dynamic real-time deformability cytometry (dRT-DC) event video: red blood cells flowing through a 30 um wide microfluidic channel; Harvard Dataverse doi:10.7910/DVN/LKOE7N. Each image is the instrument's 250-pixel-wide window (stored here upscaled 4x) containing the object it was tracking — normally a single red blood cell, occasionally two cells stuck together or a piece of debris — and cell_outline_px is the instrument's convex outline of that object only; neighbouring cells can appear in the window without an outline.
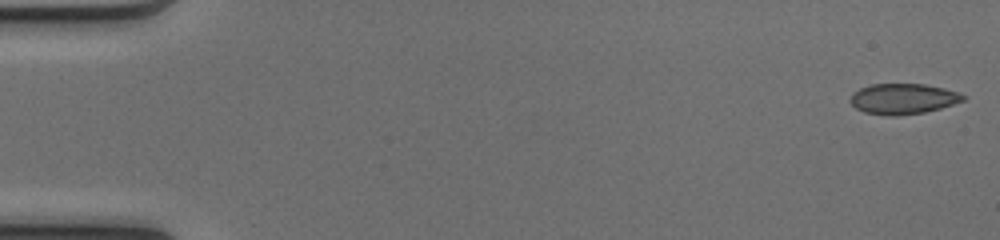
{"species": "common noctule bat (a hibernating species)", "species_latin": "Nyctalus noctula", "temperature_condition": "cold", "stored_images_in_passage": 46, "camera_frame_rate_fps": 3000, "um_per_image_px": 0.085, "animal": {"sex": "female", "body_mass_g": 17.0, "forearm_length_mm": 48.0}, "frame": {"image": 1, "passage_image": 1, "time_ms": 0.0, "image_size_px": [1000, 240], "cell_outline_px": [[968, 96], [964, 100], [940, 108], [924, 112], [896, 116], [892, 116], [864, 112], [856, 108], [848, 100], [852, 92], [860, 88], [872, 84], [924, 84], [944, 88], [960, 92]], "centroid_in_image_um": [76.76, 8.39], "position_along_channel_um": 8.2, "area_um2": 20.17}}
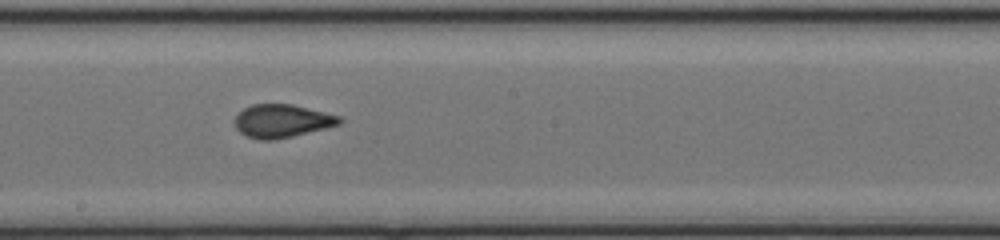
{"frame": {"image": 2, "passage_image": 28, "time_ms": 9.0, "image_size_px": [1000, 240], "cell_outline_px": [[344, 120], [340, 124], [292, 136], [272, 140], [260, 140], [248, 136], [240, 132], [236, 128], [236, 116], [244, 108], [252, 104], [292, 104], [340, 116]], "centroid_in_image_um": [23.98, 10.27], "position_along_channel_um": 224.2, "area_um2": 19.94}}
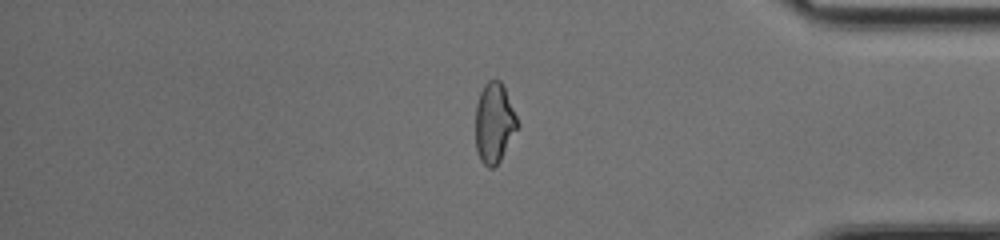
{"frame": {"image": 3, "passage_image": 42, "time_ms": 13.667, "image_size_px": [1000, 240], "cell_outline_px": [[520, 124], [500, 160], [492, 168], [488, 168], [480, 160], [476, 152], [476, 104], [480, 92], [484, 84], [488, 80], [500, 80], [504, 88]], "centroid_in_image_um": [42.0, 10.45], "position_along_channel_um": 393.2, "area_um2": 19.48}}